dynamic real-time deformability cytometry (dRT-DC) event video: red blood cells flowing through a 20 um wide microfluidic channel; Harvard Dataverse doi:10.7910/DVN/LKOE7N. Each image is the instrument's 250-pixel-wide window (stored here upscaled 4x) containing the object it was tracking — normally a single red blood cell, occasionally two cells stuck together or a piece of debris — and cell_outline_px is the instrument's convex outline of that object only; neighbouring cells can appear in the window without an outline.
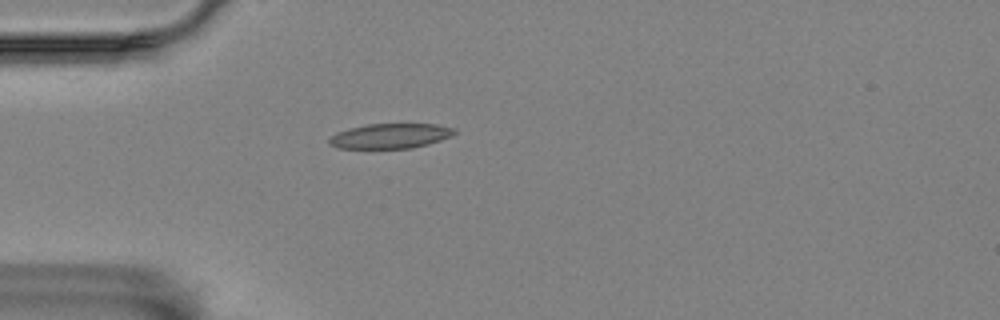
{"species": "Egyptian fruit bat (a non-hibernating species)", "species_latin": "Rousettus aegyptiacus", "temperature_condition": "room temperature", "stored_images_in_passage": 1, "camera_frame_rate_fps": 3000, "um_per_image_px": 0.085, "animal": {"sex": "female"}, "frame": {"image": 1, "passage_image": 1, "time_ms": 0.0, "image_size_px": [1000, 320], "cell_outline_px": [[456, 132], [440, 140], [428, 144], [412, 148], [336, 148], [328, 144], [328, 140], [336, 132], [348, 128], [368, 124], [436, 124], [456, 128]], "centroid_in_image_um": [33.14, 11.55], "position_along_channel_um": 51.9, "area_um2": 18.15}}